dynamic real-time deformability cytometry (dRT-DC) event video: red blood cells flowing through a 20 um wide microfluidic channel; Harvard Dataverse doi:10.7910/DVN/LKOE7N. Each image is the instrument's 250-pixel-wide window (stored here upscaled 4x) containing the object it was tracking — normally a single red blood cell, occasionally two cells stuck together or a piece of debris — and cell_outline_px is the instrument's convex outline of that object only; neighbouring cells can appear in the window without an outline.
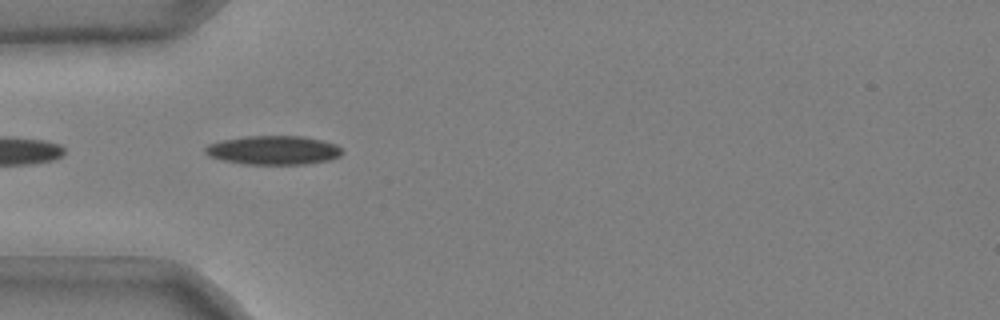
{"species": "common noctule bat (a hibernating species)", "species_latin": "Nyctalus noctula", "temperature_condition": "cold", "stored_images_in_passage": 36, "camera_frame_rate_fps": 3000, "um_per_image_px": 0.085, "animal": {"sex": "male", "body_mass_g": 20.4}, "frame": {"image": 1, "passage_image": 2, "time_ms": 0.333, "image_size_px": [1000, 320], "cell_outline_px": [[344, 152], [340, 156], [332, 160], [304, 164], [244, 164], [224, 160], [208, 156], [204, 152], [204, 148], [208, 144], [224, 140], [248, 136], [304, 136], [336, 144]], "centroid_in_image_um": [23.27, 12.77], "position_along_channel_um": 61.7, "area_um2": 23.06}}
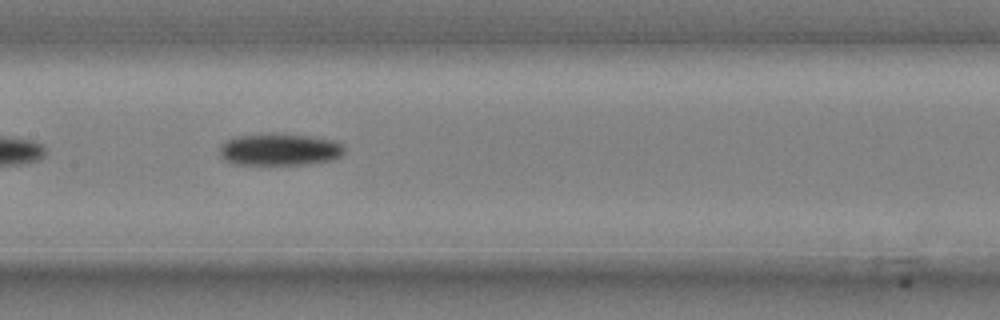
{"frame": {"image": 2, "passage_image": 12, "time_ms": 3.667, "image_size_px": [1000, 320], "cell_outline_px": [[344, 152], [340, 156], [332, 160], [308, 164], [232, 164], [224, 160], [220, 156], [220, 144], [236, 136], [272, 132], [284, 132], [336, 140], [344, 148]], "centroid_in_image_um": [23.75, 12.68], "position_along_channel_um": 183.6, "area_um2": 23.76}}
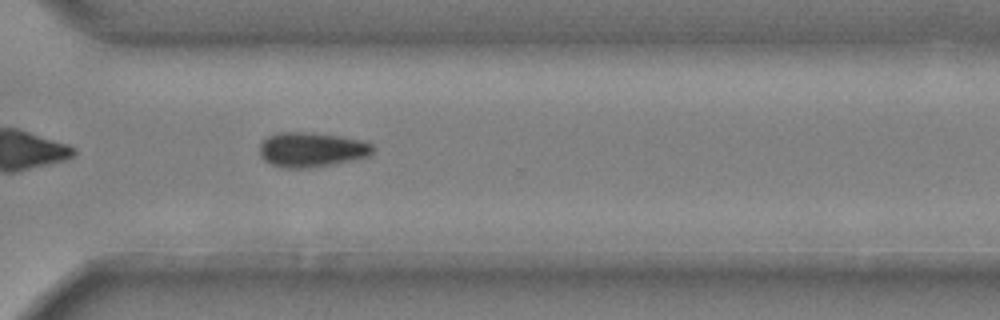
{"frame": {"image": 3, "passage_image": 25, "time_ms": 8.0, "image_size_px": [1000, 320], "cell_outline_px": [[376, 148], [368, 156], [336, 164], [308, 168], [280, 168], [264, 160], [260, 156], [260, 144], [268, 136], [276, 132], [312, 132], [340, 136], [360, 140], [372, 144]], "centroid_in_image_um": [26.48, 12.72], "position_along_channel_um": 344.1, "area_um2": 23.12}, "authors_computed_cell_mechanics": {"area_um2": 22.8888, "velocity_mm_per_s": 3.7004, "shape_relaxation_time_tau1_ms": 8.4876, "shape_relaxation_time_tau2_ms": null, "deformation_change_tau1": 0.1955, "deformation_change_tau2": null}}